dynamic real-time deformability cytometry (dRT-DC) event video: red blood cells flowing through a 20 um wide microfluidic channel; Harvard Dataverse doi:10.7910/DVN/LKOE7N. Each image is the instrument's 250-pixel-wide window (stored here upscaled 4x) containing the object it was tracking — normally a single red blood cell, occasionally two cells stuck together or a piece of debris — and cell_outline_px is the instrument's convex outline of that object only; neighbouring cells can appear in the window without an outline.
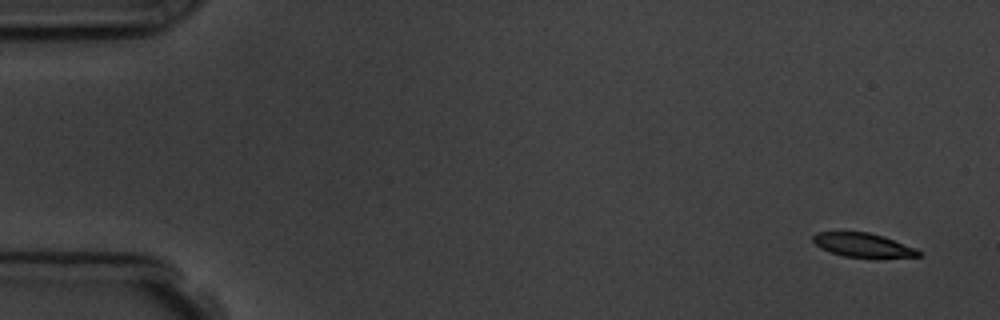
{"species": "common noctule bat (a hibernating species)", "species_latin": "Nyctalus noctula", "temperature_condition": "room temperature", "stored_images_in_passage": 6, "segment_of_instrument_passage": [1, 2], "camera_frame_rate_fps": 3000, "um_per_image_px": 0.085, "animal": {"sex": "male", "body_mass_g": 19.5, "forearm_length_mm": 54.6}, "frame": {"image": 1, "passage_image": 1, "time_ms": 0.0, "image_size_px": [1000, 320], "cell_outline_px": [[920, 256], [844, 256], [820, 248], [812, 240], [812, 236], [816, 232], [868, 232], [884, 236], [916, 248], [920, 252]], "centroid_in_image_um": [73.3, 20.79], "position_along_channel_um": 11.7, "area_um2": 14.22}}
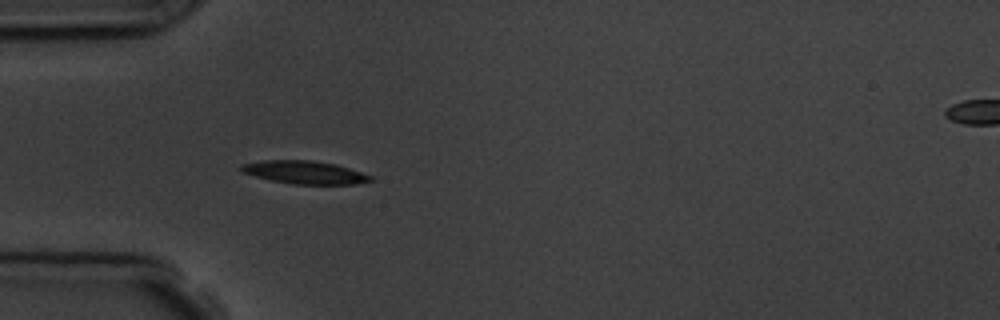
{"frame": {"image": 2, "passage_image": 5, "time_ms": 4.667, "image_size_px": [1000, 320], "cell_outline_px": [[372, 180], [356, 184], [292, 184], [272, 180], [240, 172], [240, 164], [264, 160], [312, 160], [336, 164], [372, 176]], "centroid_in_image_um": [25.86, 14.64], "position_along_channel_um": 59.1, "area_um2": 17.22}}